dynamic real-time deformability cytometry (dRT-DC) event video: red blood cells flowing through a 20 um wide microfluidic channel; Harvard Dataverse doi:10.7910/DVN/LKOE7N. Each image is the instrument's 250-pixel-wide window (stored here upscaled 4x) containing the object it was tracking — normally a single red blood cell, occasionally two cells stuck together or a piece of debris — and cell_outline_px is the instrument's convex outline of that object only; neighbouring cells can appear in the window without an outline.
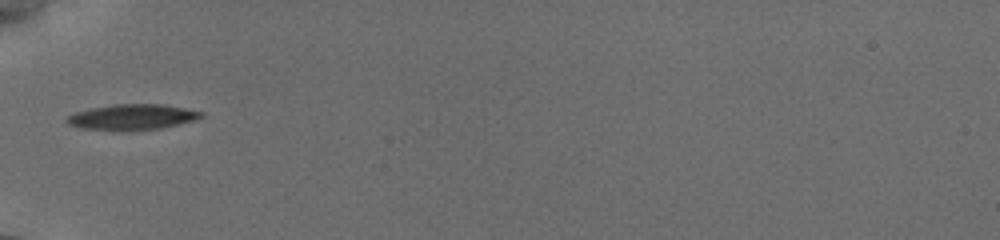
{"species": "common noctule bat (a hibernating species)", "species_latin": "Nyctalus noctula", "temperature_condition": "cold", "stored_images_in_passage": 16, "camera_frame_rate_fps": 3000, "um_per_image_px": 0.085, "animal": {"sex": "female", "body_mass_g": 19.5, "forearm_length_mm": 54.1}, "frame": {"image": 1, "passage_image": 1, "time_ms": 0.0, "image_size_px": [1000, 240], "cell_outline_px": [[204, 116], [196, 120], [160, 128], [84, 128], [68, 124], [64, 120], [68, 116], [76, 112], [92, 108], [112, 104], [164, 104], [204, 112]], "centroid_in_image_um": [11.3, 9.9], "position_along_channel_um": 73.7, "area_um2": 19.13}}
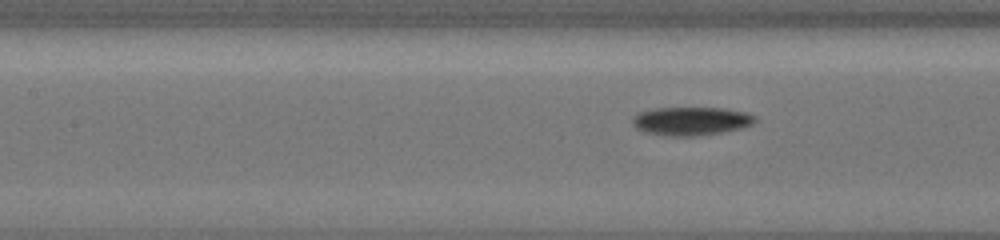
{"frame": {"image": 2, "passage_image": 12, "time_ms": 2.0, "image_size_px": [1000, 240], "cell_outline_px": [[756, 120], [752, 124], [740, 128], [720, 132], [692, 136], [668, 136], [644, 132], [636, 128], [632, 124], [632, 116], [640, 112], [652, 108], [724, 108], [744, 112], [756, 116]], "centroid_in_image_um": [58.69, 10.28], "position_along_channel_um": 148.7, "area_um2": 20.23}}
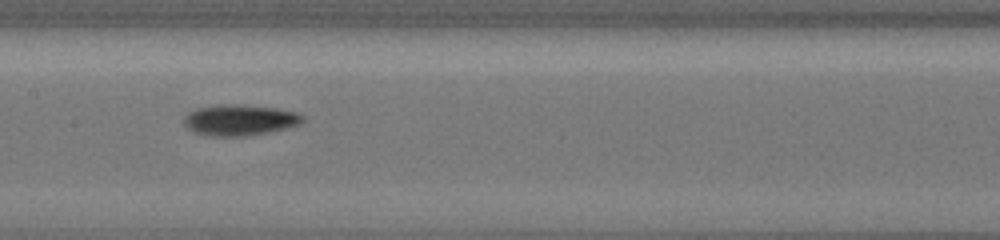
{"frame": {"image": 3, "passage_image": 15, "time_ms": 3.0, "image_size_px": [1000, 240], "cell_outline_px": [[304, 120], [296, 124], [284, 128], [244, 136], [212, 136], [196, 132], [188, 128], [184, 124], [184, 116], [188, 112], [196, 108], [236, 104], [276, 108], [296, 112], [304, 116]], "centroid_in_image_um": [20.34, 10.2], "position_along_channel_um": 187.1, "area_um2": 20.81}}